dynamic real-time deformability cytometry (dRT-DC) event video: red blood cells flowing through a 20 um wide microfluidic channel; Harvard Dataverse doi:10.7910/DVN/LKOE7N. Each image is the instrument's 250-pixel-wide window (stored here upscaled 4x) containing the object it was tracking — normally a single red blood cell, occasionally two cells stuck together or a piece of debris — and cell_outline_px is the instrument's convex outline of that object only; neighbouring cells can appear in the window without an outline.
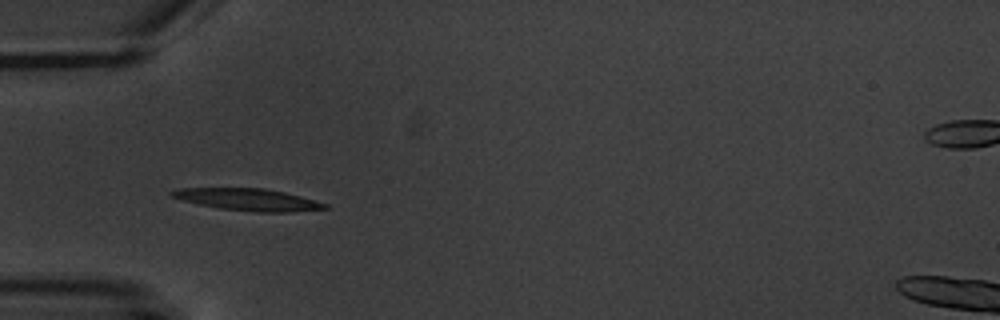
{"species": "common noctule bat (a hibernating species)", "species_latin": "Nyctalus noctula", "temperature_condition": "warm", "stored_images_in_passage": 4, "camera_frame_rate_fps": 3000, "um_per_image_px": 0.085, "animal": {"sex": "male", "body_mass_g": 20.1, "forearm_length_mm": 53.5}, "frame": {"image": 1, "passage_image": 3, "time_ms": 2.0, "image_size_px": [1000, 320], "cell_outline_px": [[328, 208], [288, 212], [256, 212], [220, 208], [200, 204], [184, 200], [172, 196], [168, 192], [180, 188], [264, 188], [284, 192], [300, 196], [328, 204]], "centroid_in_image_um": [21.1, 16.96], "position_along_channel_um": 63.9, "area_um2": 19.31}}